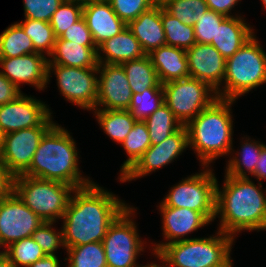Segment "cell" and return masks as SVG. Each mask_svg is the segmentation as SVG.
<instances>
[{"instance_id": "40", "label": "cell", "mask_w": 266, "mask_h": 267, "mask_svg": "<svg viewBox=\"0 0 266 267\" xmlns=\"http://www.w3.org/2000/svg\"><path fill=\"white\" fill-rule=\"evenodd\" d=\"M226 18V16L208 9L194 24L196 43L211 44L212 40H215L217 26H220Z\"/></svg>"}, {"instance_id": "51", "label": "cell", "mask_w": 266, "mask_h": 267, "mask_svg": "<svg viewBox=\"0 0 266 267\" xmlns=\"http://www.w3.org/2000/svg\"><path fill=\"white\" fill-rule=\"evenodd\" d=\"M156 6H163L169 0H151Z\"/></svg>"}, {"instance_id": "4", "label": "cell", "mask_w": 266, "mask_h": 267, "mask_svg": "<svg viewBox=\"0 0 266 267\" xmlns=\"http://www.w3.org/2000/svg\"><path fill=\"white\" fill-rule=\"evenodd\" d=\"M234 102L217 98L185 125L189 148L194 150L203 167H209L219 157L229 156L233 149L231 105Z\"/></svg>"}, {"instance_id": "50", "label": "cell", "mask_w": 266, "mask_h": 267, "mask_svg": "<svg viewBox=\"0 0 266 267\" xmlns=\"http://www.w3.org/2000/svg\"><path fill=\"white\" fill-rule=\"evenodd\" d=\"M0 267H17L6 255L0 257Z\"/></svg>"}, {"instance_id": "30", "label": "cell", "mask_w": 266, "mask_h": 267, "mask_svg": "<svg viewBox=\"0 0 266 267\" xmlns=\"http://www.w3.org/2000/svg\"><path fill=\"white\" fill-rule=\"evenodd\" d=\"M151 145H156L179 130L183 125L165 103L144 120Z\"/></svg>"}, {"instance_id": "44", "label": "cell", "mask_w": 266, "mask_h": 267, "mask_svg": "<svg viewBox=\"0 0 266 267\" xmlns=\"http://www.w3.org/2000/svg\"><path fill=\"white\" fill-rule=\"evenodd\" d=\"M23 92L0 72V106L16 100Z\"/></svg>"}, {"instance_id": "53", "label": "cell", "mask_w": 266, "mask_h": 267, "mask_svg": "<svg viewBox=\"0 0 266 267\" xmlns=\"http://www.w3.org/2000/svg\"><path fill=\"white\" fill-rule=\"evenodd\" d=\"M2 140H3V135L0 132V152H1V149H2Z\"/></svg>"}, {"instance_id": "46", "label": "cell", "mask_w": 266, "mask_h": 267, "mask_svg": "<svg viewBox=\"0 0 266 267\" xmlns=\"http://www.w3.org/2000/svg\"><path fill=\"white\" fill-rule=\"evenodd\" d=\"M241 0H206L208 9L220 13L226 17L240 16L241 14L233 15L231 10L238 5Z\"/></svg>"}, {"instance_id": "23", "label": "cell", "mask_w": 266, "mask_h": 267, "mask_svg": "<svg viewBox=\"0 0 266 267\" xmlns=\"http://www.w3.org/2000/svg\"><path fill=\"white\" fill-rule=\"evenodd\" d=\"M148 55L161 84L190 77L185 49L164 45Z\"/></svg>"}, {"instance_id": "27", "label": "cell", "mask_w": 266, "mask_h": 267, "mask_svg": "<svg viewBox=\"0 0 266 267\" xmlns=\"http://www.w3.org/2000/svg\"><path fill=\"white\" fill-rule=\"evenodd\" d=\"M93 111L100 128L118 144L125 140L137 121L129 110L94 109Z\"/></svg>"}, {"instance_id": "49", "label": "cell", "mask_w": 266, "mask_h": 267, "mask_svg": "<svg viewBox=\"0 0 266 267\" xmlns=\"http://www.w3.org/2000/svg\"><path fill=\"white\" fill-rule=\"evenodd\" d=\"M152 254H153V256L155 255L156 256V258H158V260L161 262L159 265L157 264V263H155V262H150L149 264H146V265H142V266H140V264H138V265H136L135 267H164V265H163V261H162V259H161V257H160V255L157 253V252H152Z\"/></svg>"}, {"instance_id": "41", "label": "cell", "mask_w": 266, "mask_h": 267, "mask_svg": "<svg viewBox=\"0 0 266 267\" xmlns=\"http://www.w3.org/2000/svg\"><path fill=\"white\" fill-rule=\"evenodd\" d=\"M118 17L128 24L153 6L151 0H108Z\"/></svg>"}, {"instance_id": "7", "label": "cell", "mask_w": 266, "mask_h": 267, "mask_svg": "<svg viewBox=\"0 0 266 267\" xmlns=\"http://www.w3.org/2000/svg\"><path fill=\"white\" fill-rule=\"evenodd\" d=\"M75 188L69 184L26 175L14 178V193L44 222H58L64 217Z\"/></svg>"}, {"instance_id": "13", "label": "cell", "mask_w": 266, "mask_h": 267, "mask_svg": "<svg viewBox=\"0 0 266 267\" xmlns=\"http://www.w3.org/2000/svg\"><path fill=\"white\" fill-rule=\"evenodd\" d=\"M188 147V132L183 125L161 143L151 145L136 164L121 178H118V181L124 183L152 174L174 160L176 161Z\"/></svg>"}, {"instance_id": "17", "label": "cell", "mask_w": 266, "mask_h": 267, "mask_svg": "<svg viewBox=\"0 0 266 267\" xmlns=\"http://www.w3.org/2000/svg\"><path fill=\"white\" fill-rule=\"evenodd\" d=\"M48 61V57L41 53L0 58V72L19 89L26 83L40 91L48 84Z\"/></svg>"}, {"instance_id": "45", "label": "cell", "mask_w": 266, "mask_h": 267, "mask_svg": "<svg viewBox=\"0 0 266 267\" xmlns=\"http://www.w3.org/2000/svg\"><path fill=\"white\" fill-rule=\"evenodd\" d=\"M15 176L0 161V200H4L14 192Z\"/></svg>"}, {"instance_id": "5", "label": "cell", "mask_w": 266, "mask_h": 267, "mask_svg": "<svg viewBox=\"0 0 266 267\" xmlns=\"http://www.w3.org/2000/svg\"><path fill=\"white\" fill-rule=\"evenodd\" d=\"M215 233L165 245L158 252L164 267H233L230 254L235 238L219 230Z\"/></svg>"}, {"instance_id": "26", "label": "cell", "mask_w": 266, "mask_h": 267, "mask_svg": "<svg viewBox=\"0 0 266 267\" xmlns=\"http://www.w3.org/2000/svg\"><path fill=\"white\" fill-rule=\"evenodd\" d=\"M242 139L240 152L239 150L236 152L234 149L231 150L230 158L225 167V175L233 177H249V175L252 177L254 175L256 162L259 160L261 149L265 144L247 136Z\"/></svg>"}, {"instance_id": "28", "label": "cell", "mask_w": 266, "mask_h": 267, "mask_svg": "<svg viewBox=\"0 0 266 267\" xmlns=\"http://www.w3.org/2000/svg\"><path fill=\"white\" fill-rule=\"evenodd\" d=\"M125 70L132 93H142L148 88H162L149 55L121 64Z\"/></svg>"}, {"instance_id": "33", "label": "cell", "mask_w": 266, "mask_h": 267, "mask_svg": "<svg viewBox=\"0 0 266 267\" xmlns=\"http://www.w3.org/2000/svg\"><path fill=\"white\" fill-rule=\"evenodd\" d=\"M67 267H107V261L102 242L74 246L66 249Z\"/></svg>"}, {"instance_id": "11", "label": "cell", "mask_w": 266, "mask_h": 267, "mask_svg": "<svg viewBox=\"0 0 266 267\" xmlns=\"http://www.w3.org/2000/svg\"><path fill=\"white\" fill-rule=\"evenodd\" d=\"M56 76L59 92L65 100L84 110H94L98 96V68L67 67L48 63V84Z\"/></svg>"}, {"instance_id": "24", "label": "cell", "mask_w": 266, "mask_h": 267, "mask_svg": "<svg viewBox=\"0 0 266 267\" xmlns=\"http://www.w3.org/2000/svg\"><path fill=\"white\" fill-rule=\"evenodd\" d=\"M97 51L99 64L121 65L124 62L142 58L146 55L143 52L139 41L135 38L128 27H126L118 35L105 40L98 46Z\"/></svg>"}, {"instance_id": "6", "label": "cell", "mask_w": 266, "mask_h": 267, "mask_svg": "<svg viewBox=\"0 0 266 267\" xmlns=\"http://www.w3.org/2000/svg\"><path fill=\"white\" fill-rule=\"evenodd\" d=\"M266 83V52L254 35L234 55L226 59V71L218 98L238 100ZM224 86V87H223Z\"/></svg>"}, {"instance_id": "47", "label": "cell", "mask_w": 266, "mask_h": 267, "mask_svg": "<svg viewBox=\"0 0 266 267\" xmlns=\"http://www.w3.org/2000/svg\"><path fill=\"white\" fill-rule=\"evenodd\" d=\"M252 177L262 183L263 179L266 180V145L261 149L259 160L256 162L255 172Z\"/></svg>"}, {"instance_id": "38", "label": "cell", "mask_w": 266, "mask_h": 267, "mask_svg": "<svg viewBox=\"0 0 266 267\" xmlns=\"http://www.w3.org/2000/svg\"><path fill=\"white\" fill-rule=\"evenodd\" d=\"M83 4V0H64L52 15L49 23L57 38L83 17Z\"/></svg>"}, {"instance_id": "52", "label": "cell", "mask_w": 266, "mask_h": 267, "mask_svg": "<svg viewBox=\"0 0 266 267\" xmlns=\"http://www.w3.org/2000/svg\"><path fill=\"white\" fill-rule=\"evenodd\" d=\"M1 247L4 248V246L2 245V243H1V241H0V248H1ZM4 255H5V249L2 250V251H0V257H2V256H4Z\"/></svg>"}, {"instance_id": "3", "label": "cell", "mask_w": 266, "mask_h": 267, "mask_svg": "<svg viewBox=\"0 0 266 267\" xmlns=\"http://www.w3.org/2000/svg\"><path fill=\"white\" fill-rule=\"evenodd\" d=\"M70 132L55 123L43 136L33 155L29 169L23 174L29 177L55 180L75 189L90 185L91 178L84 177L79 168V151Z\"/></svg>"}, {"instance_id": "8", "label": "cell", "mask_w": 266, "mask_h": 267, "mask_svg": "<svg viewBox=\"0 0 266 267\" xmlns=\"http://www.w3.org/2000/svg\"><path fill=\"white\" fill-rule=\"evenodd\" d=\"M201 170L171 187L161 202L169 207L198 211L211 223L216 214L217 177L210 166Z\"/></svg>"}, {"instance_id": "10", "label": "cell", "mask_w": 266, "mask_h": 267, "mask_svg": "<svg viewBox=\"0 0 266 267\" xmlns=\"http://www.w3.org/2000/svg\"><path fill=\"white\" fill-rule=\"evenodd\" d=\"M162 88L164 103L182 125H186L218 98L216 91L207 83L193 77L169 81L162 84Z\"/></svg>"}, {"instance_id": "1", "label": "cell", "mask_w": 266, "mask_h": 267, "mask_svg": "<svg viewBox=\"0 0 266 267\" xmlns=\"http://www.w3.org/2000/svg\"><path fill=\"white\" fill-rule=\"evenodd\" d=\"M128 205L94 181L75 189L62 218L66 249L102 242L110 224Z\"/></svg>"}, {"instance_id": "15", "label": "cell", "mask_w": 266, "mask_h": 267, "mask_svg": "<svg viewBox=\"0 0 266 267\" xmlns=\"http://www.w3.org/2000/svg\"><path fill=\"white\" fill-rule=\"evenodd\" d=\"M43 222L14 192L0 200V241L4 249L30 237Z\"/></svg>"}, {"instance_id": "22", "label": "cell", "mask_w": 266, "mask_h": 267, "mask_svg": "<svg viewBox=\"0 0 266 267\" xmlns=\"http://www.w3.org/2000/svg\"><path fill=\"white\" fill-rule=\"evenodd\" d=\"M251 27L242 16L227 17L217 26L215 40H212L211 45L228 59L255 35Z\"/></svg>"}, {"instance_id": "36", "label": "cell", "mask_w": 266, "mask_h": 267, "mask_svg": "<svg viewBox=\"0 0 266 267\" xmlns=\"http://www.w3.org/2000/svg\"><path fill=\"white\" fill-rule=\"evenodd\" d=\"M5 255L17 267H28L46 256L40 245L31 236L10 244L5 248Z\"/></svg>"}, {"instance_id": "43", "label": "cell", "mask_w": 266, "mask_h": 267, "mask_svg": "<svg viewBox=\"0 0 266 267\" xmlns=\"http://www.w3.org/2000/svg\"><path fill=\"white\" fill-rule=\"evenodd\" d=\"M57 39L67 40L82 46H96L91 31L88 29L86 21L83 17L70 28H68Z\"/></svg>"}, {"instance_id": "32", "label": "cell", "mask_w": 266, "mask_h": 267, "mask_svg": "<svg viewBox=\"0 0 266 267\" xmlns=\"http://www.w3.org/2000/svg\"><path fill=\"white\" fill-rule=\"evenodd\" d=\"M161 21L166 36V45L189 49L196 44L194 26H188L166 12L161 6Z\"/></svg>"}, {"instance_id": "9", "label": "cell", "mask_w": 266, "mask_h": 267, "mask_svg": "<svg viewBox=\"0 0 266 267\" xmlns=\"http://www.w3.org/2000/svg\"><path fill=\"white\" fill-rule=\"evenodd\" d=\"M134 208L128 205L110 224L102 241L107 267H135L137 257L144 251V241L139 237Z\"/></svg>"}, {"instance_id": "48", "label": "cell", "mask_w": 266, "mask_h": 267, "mask_svg": "<svg viewBox=\"0 0 266 267\" xmlns=\"http://www.w3.org/2000/svg\"><path fill=\"white\" fill-rule=\"evenodd\" d=\"M28 267H60V261L56 255H46Z\"/></svg>"}, {"instance_id": "31", "label": "cell", "mask_w": 266, "mask_h": 267, "mask_svg": "<svg viewBox=\"0 0 266 267\" xmlns=\"http://www.w3.org/2000/svg\"><path fill=\"white\" fill-rule=\"evenodd\" d=\"M31 53L38 52L34 49L31 38L17 22L0 34V58H13Z\"/></svg>"}, {"instance_id": "18", "label": "cell", "mask_w": 266, "mask_h": 267, "mask_svg": "<svg viewBox=\"0 0 266 267\" xmlns=\"http://www.w3.org/2000/svg\"><path fill=\"white\" fill-rule=\"evenodd\" d=\"M162 231L165 242L154 243L151 250L159 252L165 245L189 238L187 235L211 224L200 212L188 208H174L160 202ZM187 237V238H186ZM167 240V241H166Z\"/></svg>"}, {"instance_id": "42", "label": "cell", "mask_w": 266, "mask_h": 267, "mask_svg": "<svg viewBox=\"0 0 266 267\" xmlns=\"http://www.w3.org/2000/svg\"><path fill=\"white\" fill-rule=\"evenodd\" d=\"M64 0H23L24 19L50 22Z\"/></svg>"}, {"instance_id": "29", "label": "cell", "mask_w": 266, "mask_h": 267, "mask_svg": "<svg viewBox=\"0 0 266 267\" xmlns=\"http://www.w3.org/2000/svg\"><path fill=\"white\" fill-rule=\"evenodd\" d=\"M121 146L128 158L120 168L119 178L128 172L151 146L146 123L142 120H137L125 140L121 143Z\"/></svg>"}, {"instance_id": "35", "label": "cell", "mask_w": 266, "mask_h": 267, "mask_svg": "<svg viewBox=\"0 0 266 267\" xmlns=\"http://www.w3.org/2000/svg\"><path fill=\"white\" fill-rule=\"evenodd\" d=\"M162 7L188 26H194L208 10L206 0H169Z\"/></svg>"}, {"instance_id": "12", "label": "cell", "mask_w": 266, "mask_h": 267, "mask_svg": "<svg viewBox=\"0 0 266 267\" xmlns=\"http://www.w3.org/2000/svg\"><path fill=\"white\" fill-rule=\"evenodd\" d=\"M49 106L34 96L21 94L16 100L0 106V132L5 135L31 127H52Z\"/></svg>"}, {"instance_id": "19", "label": "cell", "mask_w": 266, "mask_h": 267, "mask_svg": "<svg viewBox=\"0 0 266 267\" xmlns=\"http://www.w3.org/2000/svg\"><path fill=\"white\" fill-rule=\"evenodd\" d=\"M190 77L207 83L216 92L222 87L226 59L211 44H194L186 50Z\"/></svg>"}, {"instance_id": "14", "label": "cell", "mask_w": 266, "mask_h": 267, "mask_svg": "<svg viewBox=\"0 0 266 267\" xmlns=\"http://www.w3.org/2000/svg\"><path fill=\"white\" fill-rule=\"evenodd\" d=\"M51 127H31L3 135L0 161L16 177L30 167L44 134Z\"/></svg>"}, {"instance_id": "37", "label": "cell", "mask_w": 266, "mask_h": 267, "mask_svg": "<svg viewBox=\"0 0 266 267\" xmlns=\"http://www.w3.org/2000/svg\"><path fill=\"white\" fill-rule=\"evenodd\" d=\"M164 103L163 88H148L142 93H133L129 111L137 120L144 121Z\"/></svg>"}, {"instance_id": "2", "label": "cell", "mask_w": 266, "mask_h": 267, "mask_svg": "<svg viewBox=\"0 0 266 267\" xmlns=\"http://www.w3.org/2000/svg\"><path fill=\"white\" fill-rule=\"evenodd\" d=\"M222 189L216 183V217L219 231L232 235L245 231L266 230V190L250 177L224 176ZM241 231V232H240ZM236 235V236H235Z\"/></svg>"}, {"instance_id": "54", "label": "cell", "mask_w": 266, "mask_h": 267, "mask_svg": "<svg viewBox=\"0 0 266 267\" xmlns=\"http://www.w3.org/2000/svg\"><path fill=\"white\" fill-rule=\"evenodd\" d=\"M263 7L266 9V0H261Z\"/></svg>"}, {"instance_id": "20", "label": "cell", "mask_w": 266, "mask_h": 267, "mask_svg": "<svg viewBox=\"0 0 266 267\" xmlns=\"http://www.w3.org/2000/svg\"><path fill=\"white\" fill-rule=\"evenodd\" d=\"M83 18L97 47L127 27V24L113 11L108 0L84 1Z\"/></svg>"}, {"instance_id": "21", "label": "cell", "mask_w": 266, "mask_h": 267, "mask_svg": "<svg viewBox=\"0 0 266 267\" xmlns=\"http://www.w3.org/2000/svg\"><path fill=\"white\" fill-rule=\"evenodd\" d=\"M127 27L139 41L146 55L166 45V36L161 21V6H153L135 20L130 21Z\"/></svg>"}, {"instance_id": "16", "label": "cell", "mask_w": 266, "mask_h": 267, "mask_svg": "<svg viewBox=\"0 0 266 267\" xmlns=\"http://www.w3.org/2000/svg\"><path fill=\"white\" fill-rule=\"evenodd\" d=\"M98 75L95 109L128 110L133 93L122 65L99 64Z\"/></svg>"}, {"instance_id": "39", "label": "cell", "mask_w": 266, "mask_h": 267, "mask_svg": "<svg viewBox=\"0 0 266 267\" xmlns=\"http://www.w3.org/2000/svg\"><path fill=\"white\" fill-rule=\"evenodd\" d=\"M55 222H43L31 235L46 255H56V251L65 248L63 229L57 230L53 227Z\"/></svg>"}, {"instance_id": "34", "label": "cell", "mask_w": 266, "mask_h": 267, "mask_svg": "<svg viewBox=\"0 0 266 267\" xmlns=\"http://www.w3.org/2000/svg\"><path fill=\"white\" fill-rule=\"evenodd\" d=\"M31 38L34 49L48 57L53 53L57 37L49 22L25 19L17 22Z\"/></svg>"}, {"instance_id": "25", "label": "cell", "mask_w": 266, "mask_h": 267, "mask_svg": "<svg viewBox=\"0 0 266 267\" xmlns=\"http://www.w3.org/2000/svg\"><path fill=\"white\" fill-rule=\"evenodd\" d=\"M98 47L82 46L63 39H56L48 63L67 67L98 68Z\"/></svg>"}]
</instances>
